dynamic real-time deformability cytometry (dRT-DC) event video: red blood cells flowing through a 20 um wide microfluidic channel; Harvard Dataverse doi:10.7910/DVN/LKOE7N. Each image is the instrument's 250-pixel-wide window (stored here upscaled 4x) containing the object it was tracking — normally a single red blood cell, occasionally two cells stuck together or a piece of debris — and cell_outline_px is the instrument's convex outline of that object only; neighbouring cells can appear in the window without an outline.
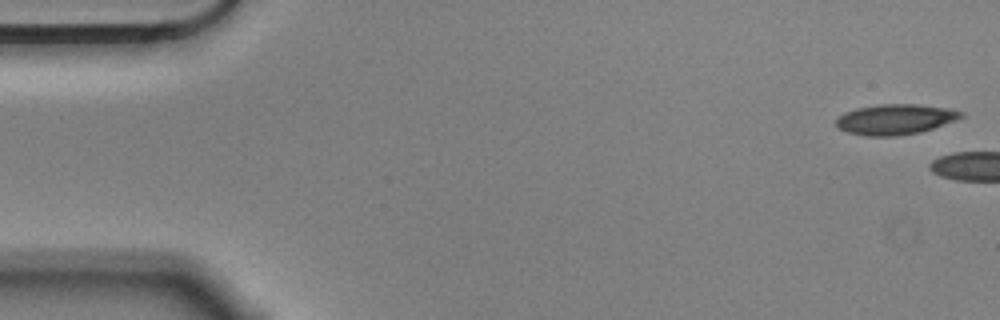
{"species": "Egyptian fruit bat (a non-hibernating species)", "species_latin": "Rousettus aegyptiacus", "temperature_condition": "cold", "stored_images_in_passage": 3, "camera_frame_rate_fps": 3000, "um_per_image_px": 0.085, "animal": {"sex": "male"}, "frame": {"image": 1, "passage_image": 1, "time_ms": 0.0, "image_size_px": [1000, 320], "cell_outline_px": [[964, 116], [956, 120], [920, 132], [896, 136], [864, 136], [848, 132], [836, 128], [836, 120], [844, 112], [856, 108], [880, 104], [916, 104], [948, 108], [964, 112]], "centroid_in_image_um": [76.08, 10.14], "position_along_channel_um": 8.9, "area_um2": 22.14}}